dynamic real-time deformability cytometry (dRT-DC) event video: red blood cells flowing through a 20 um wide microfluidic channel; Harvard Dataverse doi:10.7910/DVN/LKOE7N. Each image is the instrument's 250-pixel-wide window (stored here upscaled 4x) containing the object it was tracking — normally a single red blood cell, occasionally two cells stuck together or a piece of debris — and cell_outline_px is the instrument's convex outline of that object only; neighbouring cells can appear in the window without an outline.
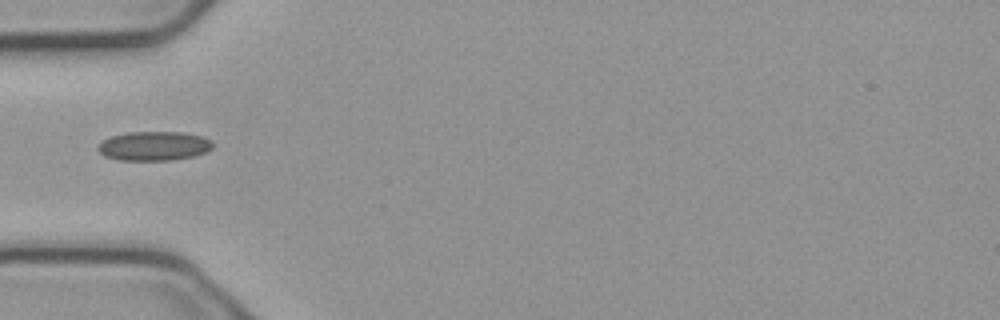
{"species": "common noctule bat (a hibernating species)", "species_latin": "Nyctalus noctula", "temperature_condition": "cold", "stored_images_in_passage": 1, "camera_frame_rate_fps": 3000, "um_per_image_px": 0.085, "animal": {"sex": "male", "body_mass_g": 23.1, "forearm_length_mm": 52.7}, "frame": {"image": 1, "passage_image": 1, "time_ms": 0.0, "image_size_px": [1000, 320], "cell_outline_px": [[212, 148], [208, 152], [196, 156], [172, 160], [120, 160], [104, 156], [96, 148], [104, 140], [112, 136], [128, 132], [184, 132], [204, 136], [212, 140]], "centroid_in_image_um": [13.15, 12.41], "position_along_channel_um": 71.9, "area_um2": 19.71}}